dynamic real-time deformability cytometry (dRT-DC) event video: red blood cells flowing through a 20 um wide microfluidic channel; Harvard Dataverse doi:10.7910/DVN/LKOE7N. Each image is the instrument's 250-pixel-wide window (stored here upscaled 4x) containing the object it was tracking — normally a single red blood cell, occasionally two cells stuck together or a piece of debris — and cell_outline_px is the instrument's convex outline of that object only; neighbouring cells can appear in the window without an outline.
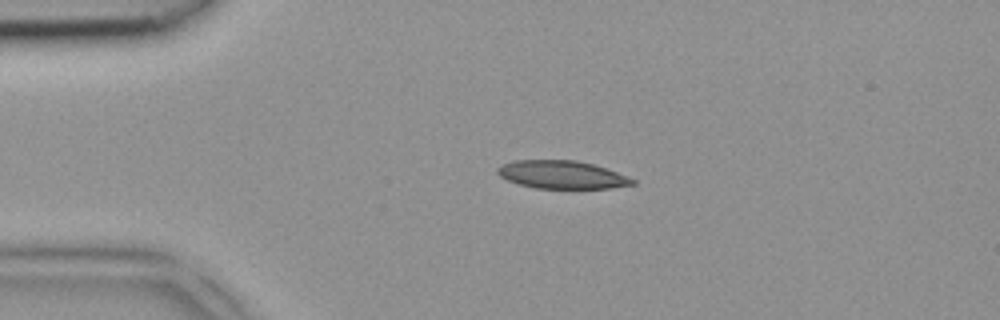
{"species": "common noctule bat (a hibernating species)", "species_latin": "Nyctalus noctula", "temperature_condition": "room temperature", "stored_images_in_passage": 1, "camera_frame_rate_fps": 3000, "um_per_image_px": 0.085, "animal": {"sex": "female", "body_mass_g": 18.4}, "frame": {"image": 1, "passage_image": 1, "time_ms": 0.0, "image_size_px": [1000, 320], "cell_outline_px": [[636, 184], [612, 188], [536, 188], [520, 184], [508, 180], [500, 176], [496, 172], [496, 168], [504, 164], [516, 160], [572, 160], [592, 164], [616, 172], [636, 180]], "centroid_in_image_um": [47.76, 14.85], "position_along_channel_um": 37.2, "area_um2": 21.73}}